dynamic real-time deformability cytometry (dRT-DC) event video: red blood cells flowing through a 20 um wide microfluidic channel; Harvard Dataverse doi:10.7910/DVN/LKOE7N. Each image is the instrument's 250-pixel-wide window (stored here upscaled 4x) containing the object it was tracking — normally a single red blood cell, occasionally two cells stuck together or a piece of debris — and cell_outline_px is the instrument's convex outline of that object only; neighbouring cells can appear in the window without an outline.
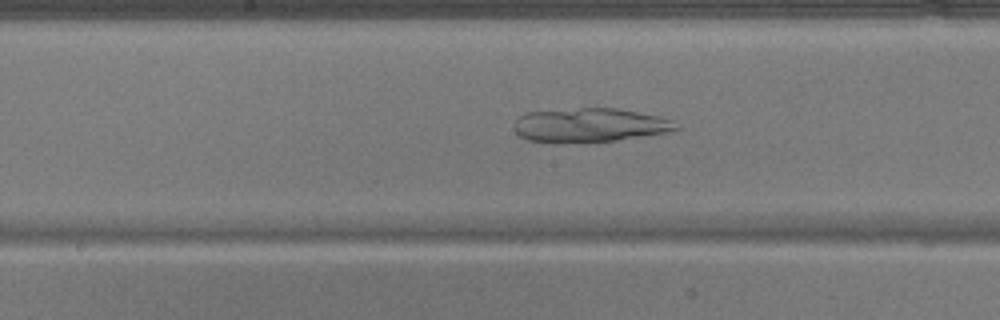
{"species": "common noctule bat (a hibernating species)", "species_latin": "Nyctalus noctula", "temperature_condition": "warm", "stored_images_in_passage": 43, "camera_frame_rate_fps": 3000, "um_per_image_px": 0.085, "animal": {"sex": "male", "body_mass_g": 17.9}, "frame": {"image": 1, "passage_image": 19, "time_ms": 6.0, "image_size_px": [1000, 320], "cell_outline_px": [[680, 128], [668, 132], [616, 140], [528, 140], [520, 136], [516, 132], [516, 120], [524, 112], [580, 108], [616, 108], [656, 116], [668, 120]], "centroid_in_image_um": [50.12, 10.59], "position_along_channel_um": 198.1, "area_um2": 30.58}}
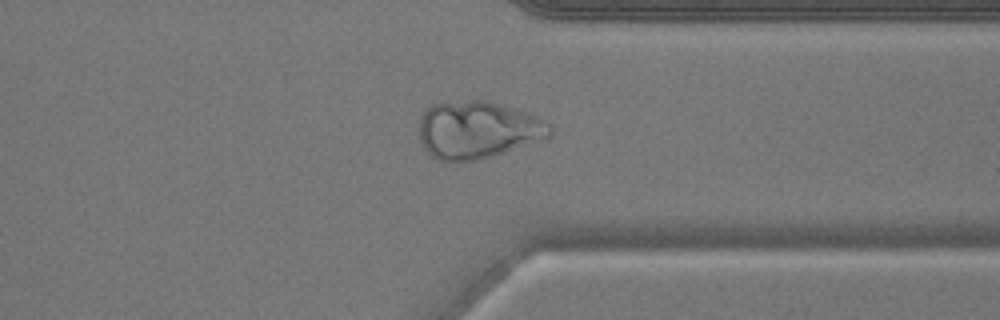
{"frame": {"image": 2, "passage_image": 32, "time_ms": 10.333, "image_size_px": [1000, 320], "cell_outline_px": [[552, 136], [548, 140], [476, 160], [448, 164], [432, 156], [424, 148], [420, 140], [420, 116], [428, 104], [472, 100], [488, 100], [524, 112], [544, 120], [552, 124]], "centroid_in_image_um": [40.62, 11.06], "position_along_channel_um": 370.8, "area_um2": 44.51}}
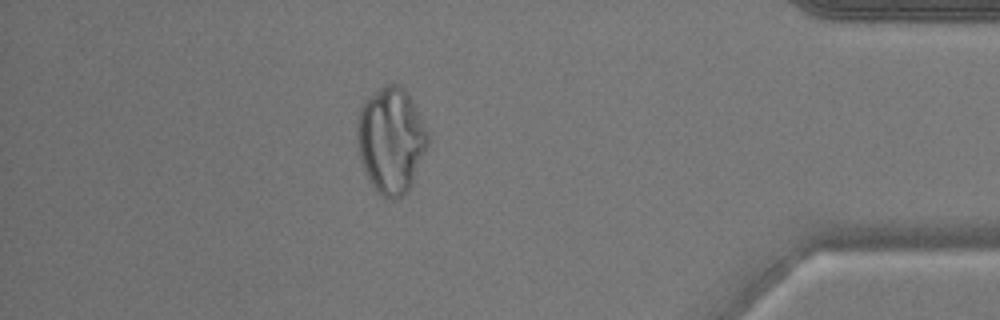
{"frame": {"image": 3, "passage_image": 37, "time_ms": 12.0, "image_size_px": [1000, 320], "cell_outline_px": [[428, 144], [412, 184], [396, 200], [384, 196], [372, 184], [360, 160], [356, 148], [356, 120], [360, 104], [368, 96], [384, 84], [392, 80], [400, 84], [408, 92], [428, 132]], "centroid_in_image_um": [33.2, 11.82], "position_along_channel_um": 402.0, "area_um2": 43.99}}